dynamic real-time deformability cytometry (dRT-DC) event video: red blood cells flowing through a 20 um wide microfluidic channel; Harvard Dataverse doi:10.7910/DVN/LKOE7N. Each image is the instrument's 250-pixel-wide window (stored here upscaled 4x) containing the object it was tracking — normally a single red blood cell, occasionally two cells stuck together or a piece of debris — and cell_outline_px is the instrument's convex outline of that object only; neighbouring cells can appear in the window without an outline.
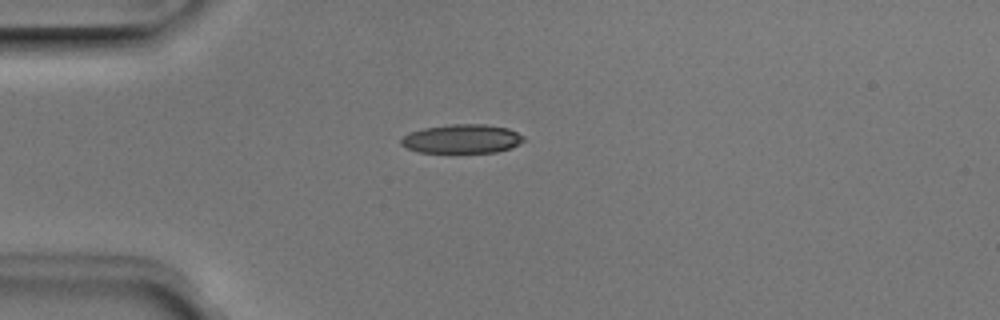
{"species": "Egyptian fruit bat (a non-hibernating species)", "species_latin": "Rousettus aegyptiacus", "temperature_condition": "room temperature", "stored_images_in_passage": 5, "camera_frame_rate_fps": 3000, "um_per_image_px": 0.085, "animal": {"sex": "male"}, "frame": {"image": 1, "passage_image": 5, "time_ms": 1.333, "image_size_px": [1000, 320], "cell_outline_px": [[524, 140], [512, 148], [496, 152], [420, 152], [408, 148], [400, 144], [400, 140], [408, 132], [424, 128], [448, 124], [484, 124], [508, 128], [524, 136]], "centroid_in_image_um": [39.26, 11.79], "position_along_channel_um": 45.7, "area_um2": 20.63}}